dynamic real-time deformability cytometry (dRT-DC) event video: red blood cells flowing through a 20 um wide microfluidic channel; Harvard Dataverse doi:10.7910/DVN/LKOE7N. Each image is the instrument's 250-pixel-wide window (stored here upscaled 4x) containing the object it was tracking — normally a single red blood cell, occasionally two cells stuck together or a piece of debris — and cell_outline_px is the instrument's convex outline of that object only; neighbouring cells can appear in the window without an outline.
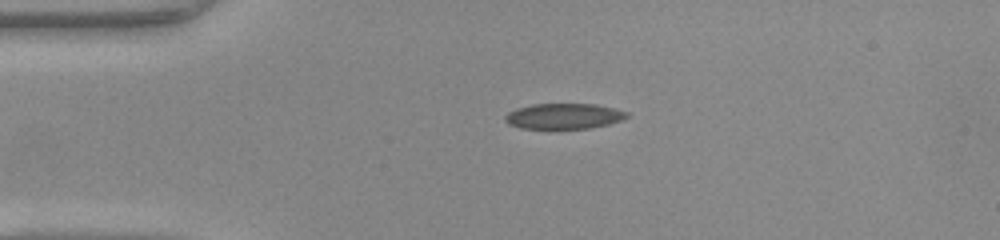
{"species": "common noctule bat (a hibernating species)", "species_latin": "Nyctalus noctula", "temperature_condition": "warm", "stored_images_in_passage": 39, "camera_frame_rate_fps": 3000, "um_per_image_px": 0.085, "animal": {"sex": "female", "body_mass_g": 22.0, "forearm_length_mm": 56.7}, "frame": {"image": 1, "passage_image": 1, "time_ms": 0.0, "image_size_px": [1000, 240], "cell_outline_px": [[628, 116], [620, 120], [608, 124], [588, 128], [520, 128], [508, 124], [504, 120], [504, 116], [508, 112], [516, 108], [532, 104], [596, 104], [628, 112]], "centroid_in_image_um": [47.87, 9.87], "position_along_channel_um": 37.1, "area_um2": 17.98}}
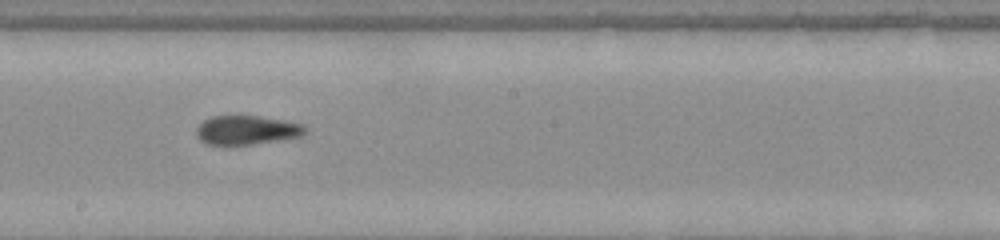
{"frame": {"image": 2, "passage_image": 17, "time_ms": 5.333, "image_size_px": [1000, 240], "cell_outline_px": [[308, 132], [300, 136], [252, 144], [204, 144], [200, 140], [196, 132], [196, 128], [204, 120], [212, 116], [256, 116], [284, 120], [304, 124], [308, 128]], "centroid_in_image_um": [20.99, 11.05], "position_along_channel_um": 227.2, "area_um2": 18.26}}
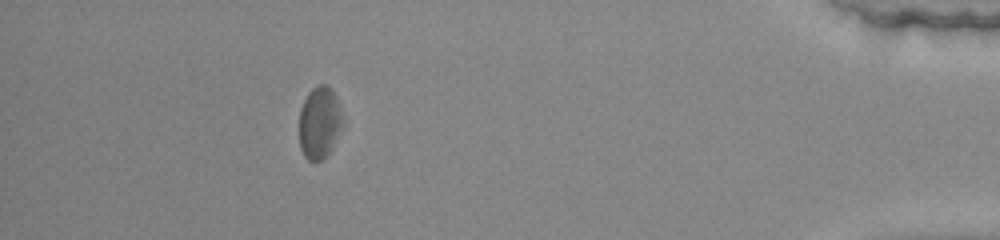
{"frame": {"image": 3, "passage_image": 34, "time_ms": 11.0, "image_size_px": [1000, 240], "cell_outline_px": [[344, 124], [332, 148], [316, 164], [312, 164], [304, 156], [300, 148], [300, 108], [308, 92], [316, 84], [324, 84], [332, 88], [336, 96], [344, 120]], "centroid_in_image_um": [27.17, 10.42], "position_along_channel_um": 408.0, "area_um2": 18.61}, "authors_computed_cell_mechanics": {"area_um2": 18.9584, "velocity_mm_per_s": 4.1735, "shape_relaxation_time_tau1_ms": null, "shape_relaxation_time_tau2_ms": 2.7798, "deformation_change_tau1": null, "deformation_change_tau2": 0.0951}}